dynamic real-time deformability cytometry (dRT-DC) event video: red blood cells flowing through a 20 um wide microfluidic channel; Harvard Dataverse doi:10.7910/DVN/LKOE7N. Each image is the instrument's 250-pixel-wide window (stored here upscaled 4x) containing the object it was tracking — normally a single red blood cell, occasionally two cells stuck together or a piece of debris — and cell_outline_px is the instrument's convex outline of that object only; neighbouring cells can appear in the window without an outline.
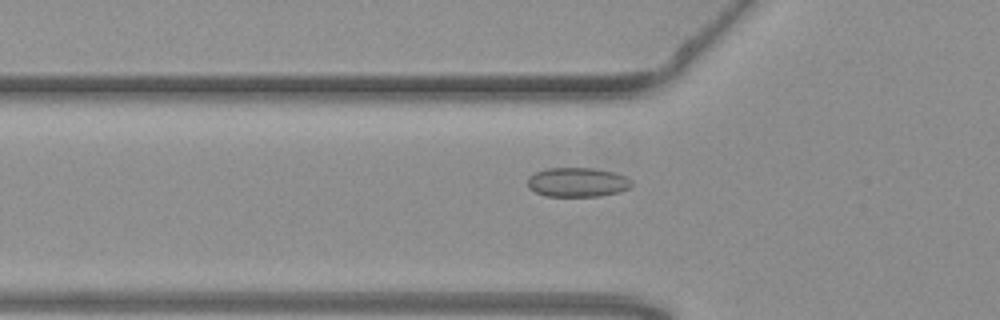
{"species": "common noctule bat (a hibernating species)", "species_latin": "Nyctalus noctula", "temperature_condition": "warm", "stored_images_in_passage": 50, "camera_frame_rate_fps": 3000, "um_per_image_px": 0.085, "animal": {"sex": "female", "body_mass_g": 19.3, "forearm_length_mm": 54.1}, "frame": {"image": 1, "passage_image": 13, "time_ms": 4.0, "image_size_px": [1000, 320], "cell_outline_px": [[632, 184], [628, 188], [620, 192], [600, 196], [544, 196], [528, 188], [528, 176], [536, 172], [548, 168], [596, 168], [616, 172], [632, 180]], "centroid_in_image_um": [49.09, 15.49], "position_along_channel_um": 76.7, "area_um2": 17.92}}
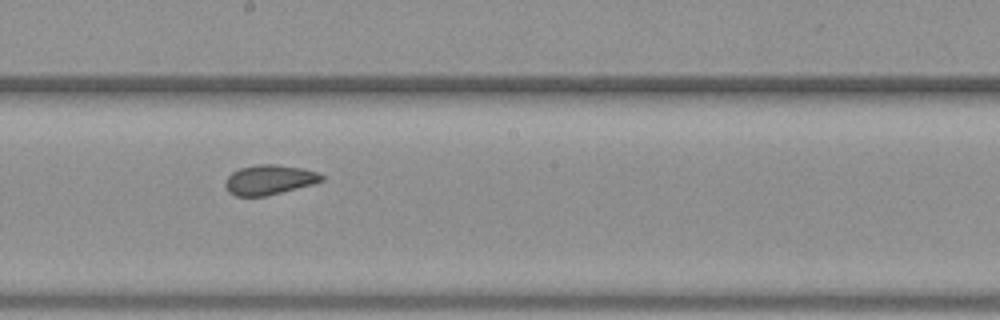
{"frame": {"image": 2, "passage_image": 25, "time_ms": 8.0, "image_size_px": [1000, 320], "cell_outline_px": [[324, 180], [312, 184], [264, 196], [236, 196], [228, 192], [224, 184], [228, 176], [232, 172], [240, 168], [256, 164], [276, 164], [304, 168], [316, 172], [324, 176]], "centroid_in_image_um": [22.87, 15.27], "position_along_channel_um": 225.3, "area_um2": 16.65}}
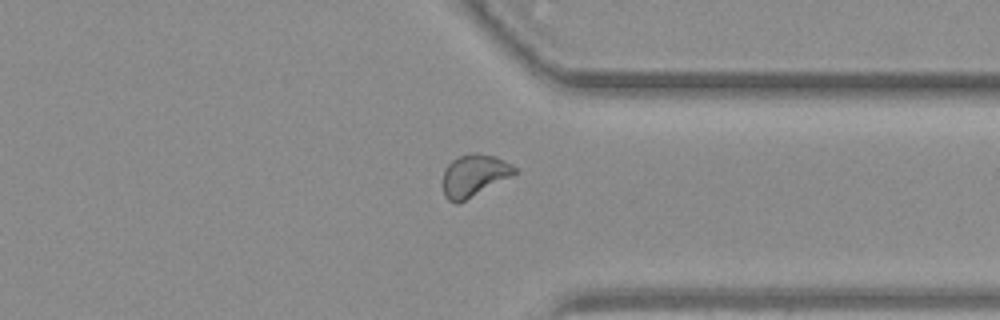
{"frame": {"image": 3, "passage_image": 37, "time_ms": 12.0, "image_size_px": [1000, 320], "cell_outline_px": [[520, 172], [456, 204], [448, 200], [444, 196], [444, 168], [452, 160], [460, 156], [472, 152], [476, 152], [496, 156], [512, 164]], "centroid_in_image_um": [40.33, 14.88], "position_along_channel_um": 371.1, "area_um2": 17.51}, "authors_computed_cell_mechanics": {"area_um2": 17.1955, "velocity_mm_per_s": 3.6967, "shape_relaxation_time_tau1_ms": null, "shape_relaxation_time_tau2_ms": 1.0055, "deformation_change_tau1": null, "deformation_change_tau2": 0.0606}}